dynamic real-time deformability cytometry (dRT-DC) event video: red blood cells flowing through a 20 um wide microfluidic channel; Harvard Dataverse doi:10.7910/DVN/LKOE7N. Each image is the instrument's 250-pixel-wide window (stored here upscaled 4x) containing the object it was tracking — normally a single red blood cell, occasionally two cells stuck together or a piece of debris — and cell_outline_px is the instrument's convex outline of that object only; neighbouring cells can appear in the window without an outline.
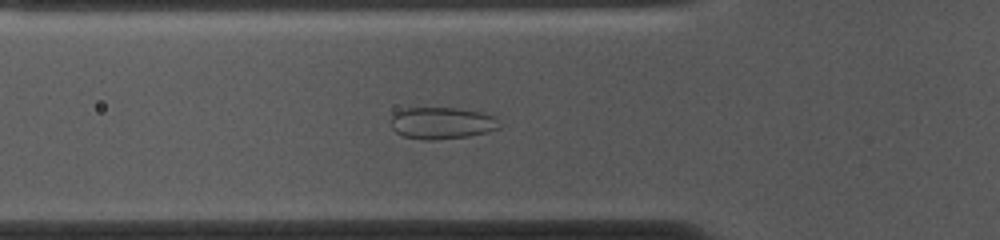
{"species": "common noctule bat (a hibernating species)", "species_latin": "Nyctalus noctula", "temperature_condition": "cold", "stored_images_in_passage": 50, "camera_frame_rate_fps": 3000, "um_per_image_px": 0.085, "animal": {"sex": "female", "body_mass_g": 10.0, "forearm_length_mm": 53.1}, "frame": {"image": 1, "passage_image": 14, "time_ms": 4.333, "image_size_px": [1000, 240], "cell_outline_px": [[500, 128], [488, 132], [468, 136], [436, 140], [424, 140], [404, 136], [396, 132], [392, 128], [392, 116], [396, 112], [404, 108], [456, 108], [480, 112], [496, 116]], "centroid_in_image_um": [37.57, 10.46], "position_along_channel_um": 88.2, "area_um2": 20.11}}
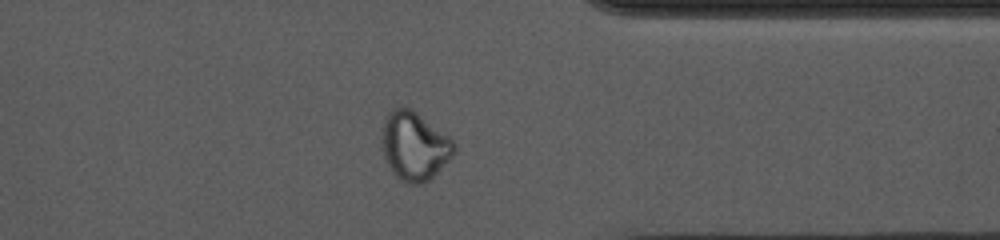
{"frame": {"image": 2, "passage_image": 38, "time_ms": 12.333, "image_size_px": [1000, 240], "cell_outline_px": [[456, 152], [428, 180], [420, 184], [412, 184], [400, 180], [388, 164], [384, 156], [380, 144], [384, 120], [396, 108], [404, 104], [412, 108], [448, 136], [456, 144]], "centroid_in_image_um": [35.21, 12.38], "position_along_channel_um": 376.2, "area_um2": 28.61}}
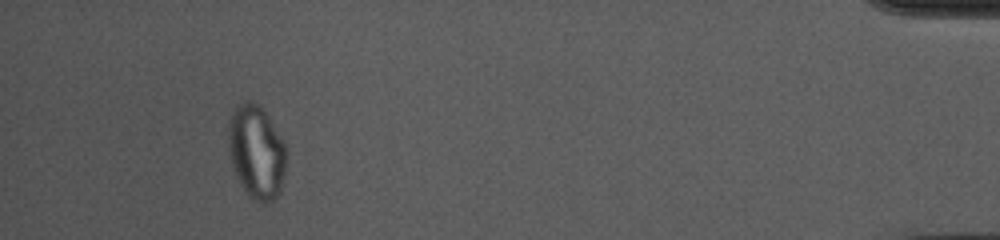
{"frame": {"image": 3, "passage_image": 46, "time_ms": 15.0, "image_size_px": [1000, 240], "cell_outline_px": [[284, 172], [280, 192], [272, 200], [264, 204], [252, 200], [248, 196], [240, 184], [236, 176], [232, 164], [228, 148], [228, 124], [232, 112], [244, 100], [252, 100], [268, 116], [284, 144]], "centroid_in_image_um": [21.75, 12.94], "position_along_channel_um": 413.4, "area_um2": 31.21}, "authors_computed_cell_mechanics": {"area_um2": 27.2816, "velocity_mm_per_s": 3.7083, "shape_relaxation_time_tau1_ms": null, "shape_relaxation_time_tau2_ms": 1.205, "deformation_change_tau1": null, "deformation_change_tau2": 0.0649}}